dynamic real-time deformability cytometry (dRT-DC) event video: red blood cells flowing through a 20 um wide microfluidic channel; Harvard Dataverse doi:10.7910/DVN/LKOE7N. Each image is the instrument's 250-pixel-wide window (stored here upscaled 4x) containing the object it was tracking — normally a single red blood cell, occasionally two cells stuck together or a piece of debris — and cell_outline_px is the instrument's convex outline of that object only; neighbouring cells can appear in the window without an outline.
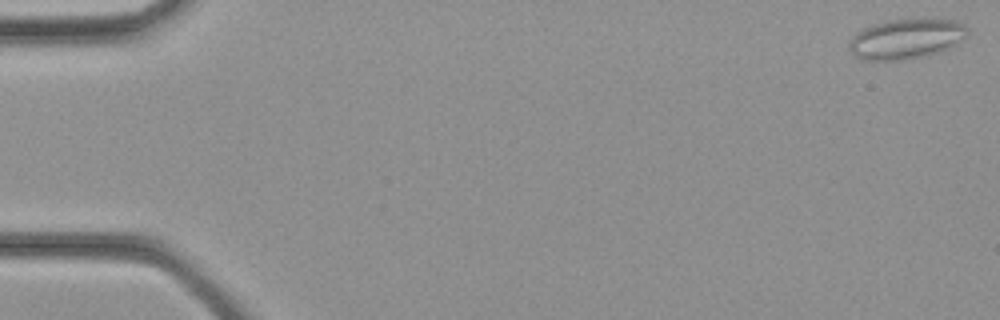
{"species": "common noctule bat (a hibernating species)", "species_latin": "Nyctalus noctula", "temperature_condition": "cold", "stored_images_in_passage": 35, "camera_frame_rate_fps": 3000, "um_per_image_px": 0.085, "animal": {"sex": "female", "body_mass_g": 21.9}, "frame": {"image": 1, "passage_image": 1, "time_ms": 0.0, "image_size_px": [1000, 320], "cell_outline_px": [[968, 36], [956, 44], [948, 48], [924, 56], [904, 60], [864, 60], [856, 56], [848, 48], [848, 40], [856, 32], [872, 24], [888, 20], [956, 20], [964, 24], [968, 28]], "centroid_in_image_um": [77.0, 3.31], "position_along_channel_um": 8.0, "area_um2": 27.51}}
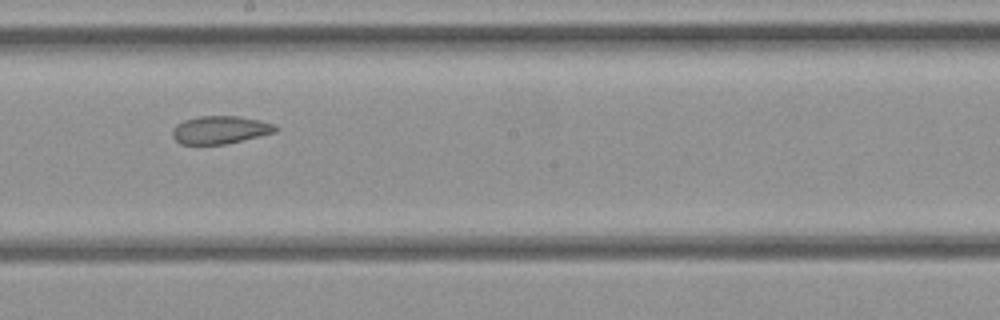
{"frame": {"image": 2, "passage_image": 20, "time_ms": 6.333, "image_size_px": [1000, 320], "cell_outline_px": [[280, 128], [276, 132], [224, 144], [180, 144], [172, 136], [172, 132], [176, 124], [184, 120], [200, 116], [240, 116], [260, 120], [276, 124]], "centroid_in_image_um": [18.74, 11.03], "position_along_channel_um": 229.5, "area_um2": 16.76}}
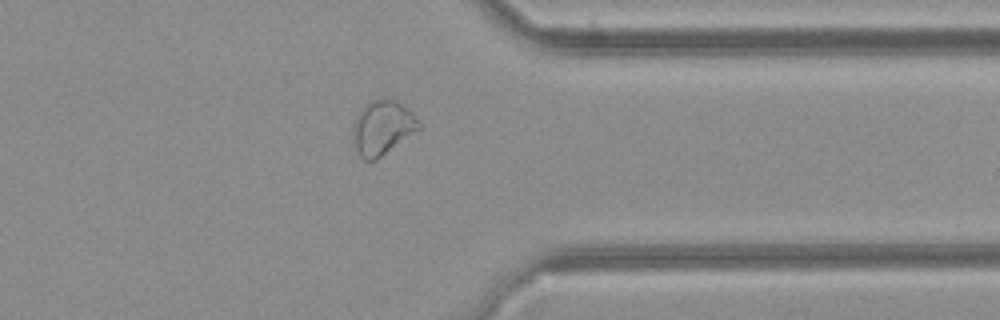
{"frame": {"image": 3, "passage_image": 28, "time_ms": 9.0, "image_size_px": [1000, 320], "cell_outline_px": [[420, 128], [376, 160], [364, 160], [360, 156], [352, 144], [352, 128], [356, 116], [360, 108], [368, 100], [380, 96], [392, 100], [400, 104], [412, 112], [420, 120]], "centroid_in_image_um": [32.45, 10.82], "position_along_channel_um": 378.9, "area_um2": 21.15}}